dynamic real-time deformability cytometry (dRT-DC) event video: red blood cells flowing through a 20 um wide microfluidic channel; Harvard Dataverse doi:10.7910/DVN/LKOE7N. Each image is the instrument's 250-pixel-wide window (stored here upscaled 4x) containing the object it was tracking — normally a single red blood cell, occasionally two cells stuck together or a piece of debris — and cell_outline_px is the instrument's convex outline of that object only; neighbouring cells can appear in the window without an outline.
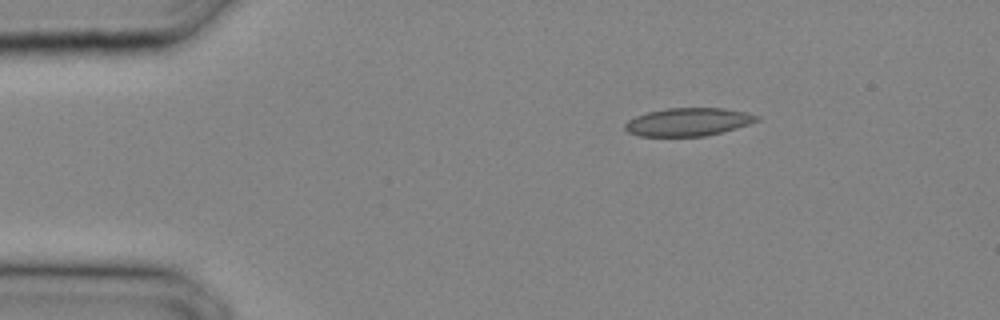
{"species": "common noctule bat (a hibernating species)", "species_latin": "Nyctalus noctula", "temperature_condition": "cold", "stored_images_in_passage": 13, "camera_frame_rate_fps": 3000, "um_per_image_px": 0.085, "animal": {"sex": "male", "body_mass_g": 20.4}, "frame": {"image": 1, "passage_image": 1, "time_ms": 0.0, "image_size_px": [1000, 320], "cell_outline_px": [[760, 120], [736, 128], [704, 136], [640, 136], [628, 132], [624, 128], [624, 124], [628, 120], [636, 116], [648, 112], [664, 108], [724, 108], [744, 112], [760, 116]], "centroid_in_image_um": [58.48, 10.36], "position_along_channel_um": 26.5, "area_um2": 21.44}}
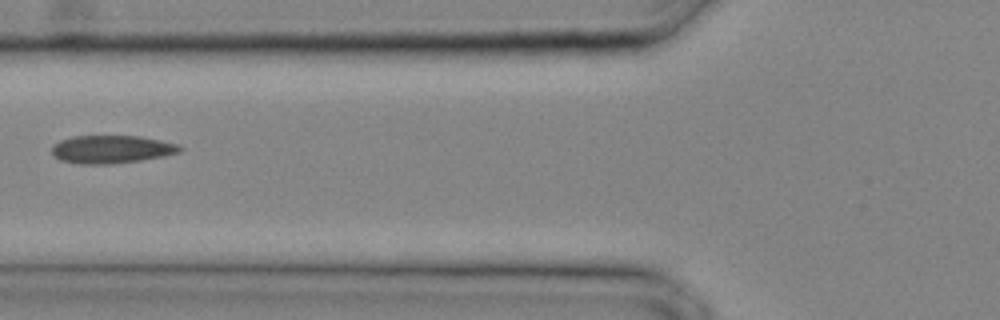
{"frame": {"image": 2, "passage_image": 8, "time_ms": 2.333, "image_size_px": [1000, 320], "cell_outline_px": [[184, 148], [180, 152], [164, 156], [140, 160], [112, 164], [76, 164], [60, 160], [52, 152], [52, 144], [60, 140], [72, 136], [140, 136], [180, 144]], "centroid_in_image_um": [9.49, 12.69], "position_along_channel_um": 116.3, "area_um2": 21.04}}
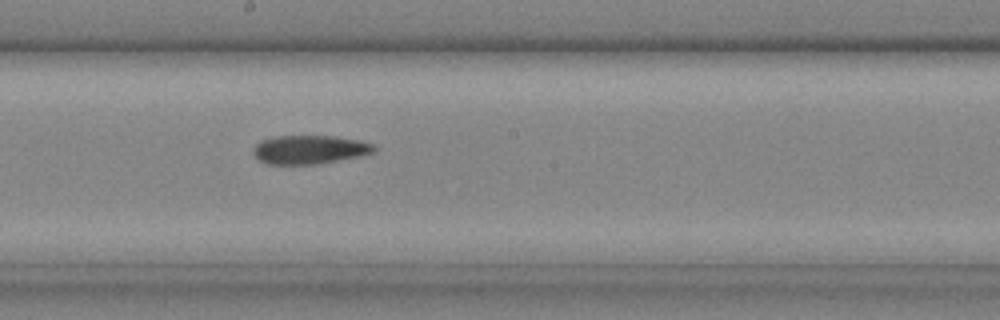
{"frame": {"image": 3, "passage_image": 13, "time_ms": 4.0, "image_size_px": [1000, 320], "cell_outline_px": [[376, 152], [364, 156], [320, 164], [268, 164], [260, 160], [252, 152], [252, 148], [260, 140], [276, 136], [332, 136], [360, 140], [372, 144], [376, 148]], "centroid_in_image_um": [26.35, 12.72], "position_along_channel_um": 221.9, "area_um2": 20.46}}